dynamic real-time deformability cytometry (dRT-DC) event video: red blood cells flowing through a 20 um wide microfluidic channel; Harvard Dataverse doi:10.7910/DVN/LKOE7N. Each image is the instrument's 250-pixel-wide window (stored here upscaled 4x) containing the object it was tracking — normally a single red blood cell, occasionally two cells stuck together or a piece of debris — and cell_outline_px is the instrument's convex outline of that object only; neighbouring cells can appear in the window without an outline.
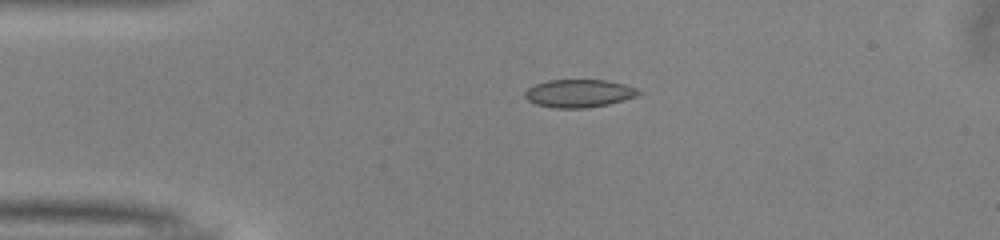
{"species": "common noctule bat (a hibernating species)", "species_latin": "Nyctalus noctula", "temperature_condition": "warm", "stored_images_in_passage": 50, "camera_frame_rate_fps": 3000, "um_per_image_px": 0.085, "animal": {"sex": "male", "body_mass_g": 13.0, "forearm_length_mm": 53.1}, "frame": {"image": 1, "passage_image": 10, "time_ms": 3.0, "image_size_px": [1000, 240], "cell_outline_px": [[644, 92], [636, 96], [624, 100], [608, 104], [584, 108], [552, 108], [536, 104], [528, 100], [524, 96], [524, 92], [528, 88], [536, 84], [548, 80], [604, 80], [624, 84], [636, 88]], "centroid_in_image_um": [49.21, 7.94], "position_along_channel_um": 35.8, "area_um2": 18.5}}
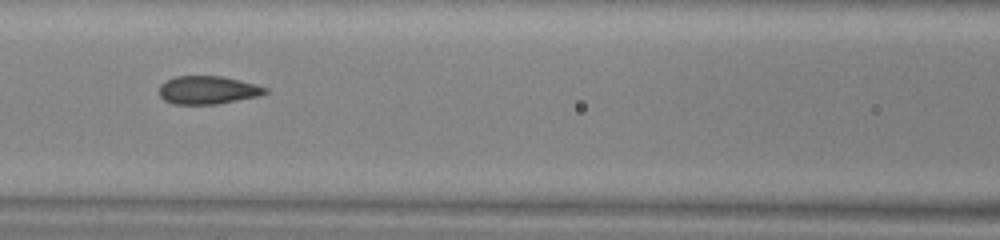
{"frame": {"image": 2, "passage_image": 21, "time_ms": 6.667, "image_size_px": [1000, 240], "cell_outline_px": [[268, 92], [260, 96], [216, 104], [172, 104], [164, 100], [160, 96], [160, 84], [176, 76], [224, 76], [256, 84], [268, 88]], "centroid_in_image_um": [17.69, 7.65], "position_along_channel_um": 148.9, "area_um2": 17.46}}
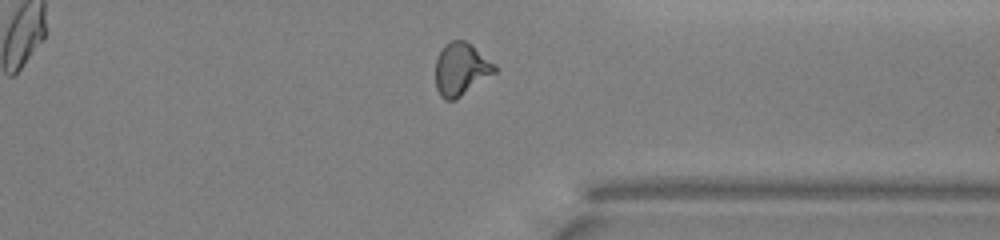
{"frame": {"image": 3, "passage_image": 38, "time_ms": 12.333, "image_size_px": [1000, 240], "cell_outline_px": [[500, 68], [496, 72], [456, 100], [444, 100], [440, 96], [436, 88], [436, 56], [444, 44], [452, 40], [464, 40], [496, 64]], "centroid_in_image_um": [39.18, 5.89], "position_along_channel_um": 372.2, "area_um2": 18.32}, "authors_computed_cell_mechanics": {"area_um2": 18.0625, "velocity_mm_per_s": 4.0171, "shape_relaxation_time_tau1_ms": 9.4958, "shape_relaxation_time_tau2_ms": 0.9337, "deformation_change_tau1": 0.2059, "deformation_change_tau2": 0.0645}}